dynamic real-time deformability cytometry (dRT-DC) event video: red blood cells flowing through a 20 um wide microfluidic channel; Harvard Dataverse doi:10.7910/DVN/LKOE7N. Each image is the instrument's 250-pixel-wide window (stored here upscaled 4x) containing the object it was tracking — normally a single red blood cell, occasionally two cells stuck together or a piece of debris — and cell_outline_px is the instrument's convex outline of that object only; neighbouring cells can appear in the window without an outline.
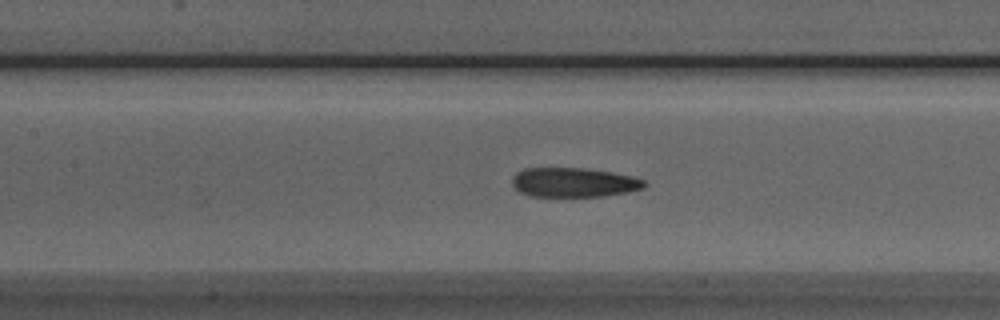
{"species": "Egyptian fruit bat (a non-hibernating species)", "species_latin": "Rousettus aegyptiacus", "temperature_condition": "room temperature", "stored_images_in_passage": 37, "camera_frame_rate_fps": 3000, "um_per_image_px": 0.085, "animal": {"sex": "male"}, "frame": {"image": 1, "passage_image": 8, "time_ms": 2.333, "image_size_px": [1000, 320], "cell_outline_px": [[648, 184], [644, 188], [628, 192], [604, 196], [528, 196], [520, 192], [512, 184], [512, 176], [516, 172], [524, 168], [580, 168], [612, 172], [632, 176], [644, 180]], "centroid_in_image_um": [48.77, 15.5], "position_along_channel_um": 158.6, "area_um2": 22.72}}
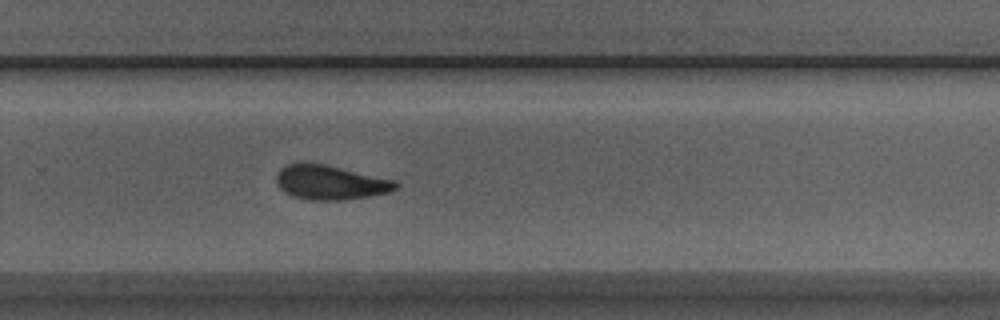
{"frame": {"image": 2, "passage_image": 19, "time_ms": 6.0, "image_size_px": [1000, 320], "cell_outline_px": [[400, 184], [396, 188], [388, 192], [368, 196], [344, 200], [308, 200], [292, 196], [284, 192], [276, 184], [276, 176], [280, 168], [288, 164], [300, 160], [324, 164], [396, 180]], "centroid_in_image_um": [28.02, 15.49], "position_along_channel_um": 301.8, "area_um2": 24.28}}
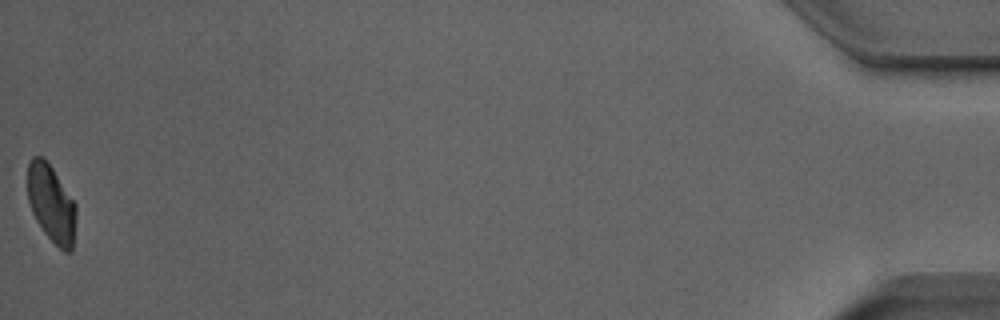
{"frame": {"image": 3, "passage_image": 37, "time_ms": 12.0, "image_size_px": [1000, 320], "cell_outline_px": [[76, 216], [72, 252], [64, 252], [44, 232], [36, 220], [32, 212], [28, 200], [28, 164], [32, 156], [44, 156], [76, 204]], "centroid_in_image_um": [4.36, 17.29], "position_along_channel_um": 430.8, "area_um2": 21.79}, "authors_computed_cell_mechanics": {"area_um2": 23.5824, "velocity_mm_per_s": 3.9141, "shape_relaxation_time_tau1_ms": 5.1853, "shape_relaxation_time_tau2_ms": 2.164, "deformation_change_tau1": 0.1558, "deformation_change_tau2": 0.0832}}